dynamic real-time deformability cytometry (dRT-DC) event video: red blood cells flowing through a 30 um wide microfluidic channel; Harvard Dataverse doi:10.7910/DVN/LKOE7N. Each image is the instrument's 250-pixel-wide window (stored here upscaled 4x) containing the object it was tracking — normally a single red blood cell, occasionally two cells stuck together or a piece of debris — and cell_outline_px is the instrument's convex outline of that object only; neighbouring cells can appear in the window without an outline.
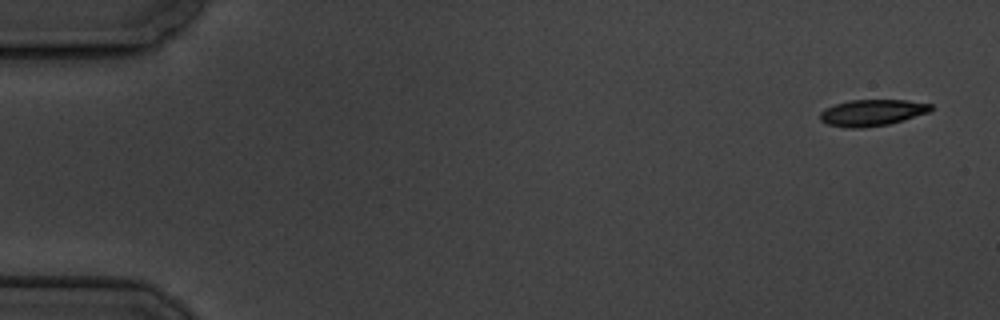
{"species": "common noctule bat (a hibernating species)", "species_latin": "Nyctalus noctula", "temperature_condition": "cold", "stored_images_in_passage": 6, "camera_frame_rate_fps": 3000, "um_per_image_px": 0.085, "animal": {"sex": "male", "body_mass_g": 19.5, "forearm_length_mm": 54.6}, "frame": {"image": 1, "passage_image": 1, "time_ms": 0.0, "image_size_px": [1000, 320], "cell_outline_px": [[932, 108], [928, 112], [904, 120], [888, 124], [864, 128], [844, 128], [828, 124], [820, 120], [820, 112], [824, 108], [848, 100], [904, 100], [932, 104]], "centroid_in_image_um": [74.09, 9.58], "position_along_channel_um": 10.9, "area_um2": 17.05}}
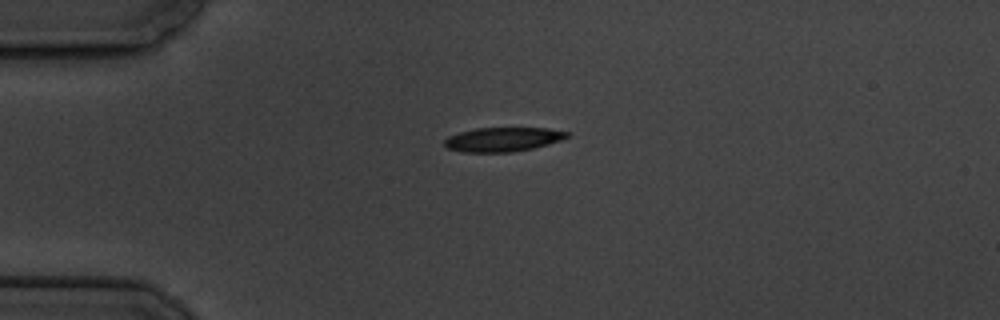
{"frame": {"image": 2, "passage_image": 4, "time_ms": 4.0, "image_size_px": [1000, 320], "cell_outline_px": [[568, 136], [560, 140], [548, 144], [532, 148], [512, 152], [460, 152], [448, 148], [444, 144], [444, 140], [448, 136], [460, 132], [476, 128], [548, 128], [568, 132]], "centroid_in_image_um": [42.71, 11.85], "position_along_channel_um": 42.3, "area_um2": 17.17}}
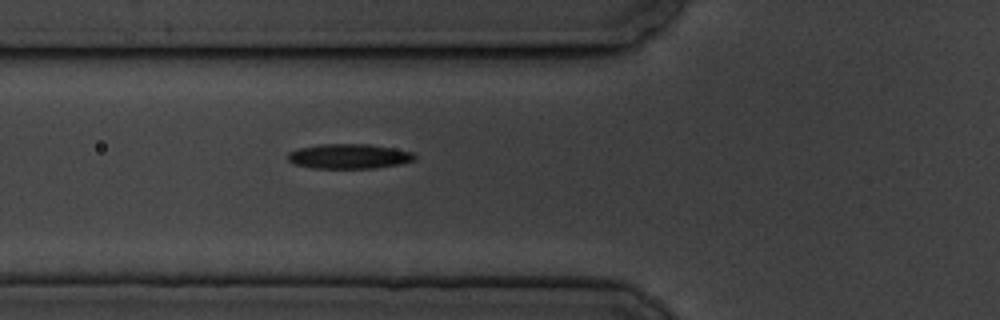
{"frame": {"image": 3, "passage_image": 6, "time_ms": 6.333, "image_size_px": [1000, 320], "cell_outline_px": [[416, 160], [400, 164], [376, 168], [312, 168], [296, 164], [288, 160], [288, 152], [300, 148], [320, 144], [368, 144], [396, 148], [412, 152], [416, 156]], "centroid_in_image_um": [29.71, 13.28], "position_along_channel_um": 96.1, "area_um2": 18.38}}